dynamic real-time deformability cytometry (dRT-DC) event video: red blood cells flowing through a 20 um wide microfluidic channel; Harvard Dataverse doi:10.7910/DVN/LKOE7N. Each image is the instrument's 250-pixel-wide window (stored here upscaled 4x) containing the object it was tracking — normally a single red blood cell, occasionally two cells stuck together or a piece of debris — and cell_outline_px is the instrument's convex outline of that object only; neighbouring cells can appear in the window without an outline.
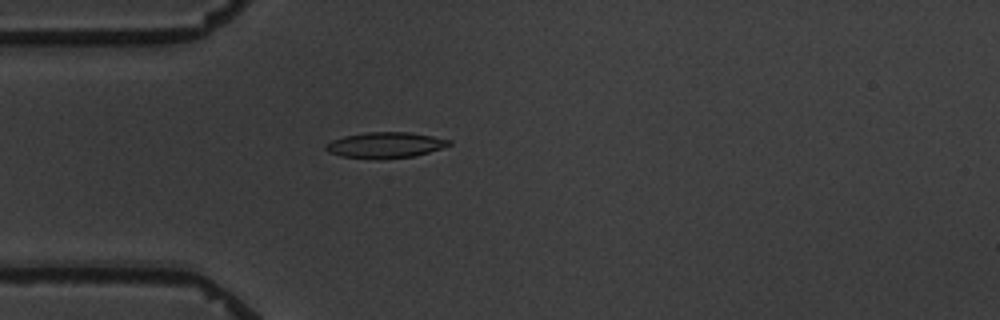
{"species": "common noctule bat (a hibernating species)", "species_latin": "Nyctalus noctula", "temperature_condition": "warm", "stored_images_in_passage": 2, "camera_frame_rate_fps": 3000, "um_per_image_px": 0.085, "animal": {"sex": "male", "body_mass_g": 19.5, "forearm_length_mm": 54.6}, "frame": {"image": 1, "passage_image": 2, "time_ms": 1.333, "image_size_px": [1000, 320], "cell_outline_px": [[452, 144], [416, 156], [380, 160], [340, 156], [328, 152], [324, 148], [332, 140], [344, 136], [364, 132], [412, 132], [452, 140]], "centroid_in_image_um": [32.75, 12.34], "position_along_channel_um": 52.2, "area_um2": 18.73}}